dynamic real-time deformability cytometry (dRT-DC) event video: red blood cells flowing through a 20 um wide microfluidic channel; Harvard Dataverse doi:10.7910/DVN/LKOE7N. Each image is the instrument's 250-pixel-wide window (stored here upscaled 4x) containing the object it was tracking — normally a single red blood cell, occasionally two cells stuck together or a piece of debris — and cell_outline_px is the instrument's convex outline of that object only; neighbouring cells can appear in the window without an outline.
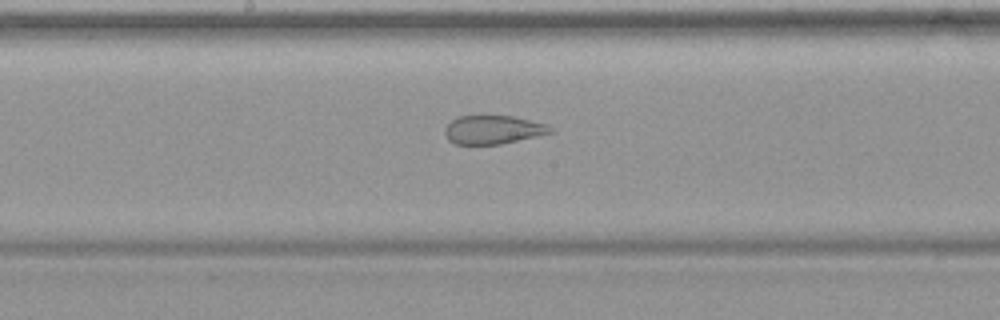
{"species": "common noctule bat (a hibernating species)", "species_latin": "Nyctalus noctula", "temperature_condition": "warm", "stored_images_in_passage": 50, "segment_of_instrument_passage": [2, 2], "camera_frame_rate_fps": 3000, "um_per_image_px": 0.085, "animal": {"sex": "female", "body_mass_g": 19.9}, "frame": {"image": 1, "passage_image": 26, "time_ms": 8.333, "image_size_px": [1000, 320], "cell_outline_px": [[556, 132], [500, 144], [456, 144], [448, 140], [444, 132], [444, 128], [452, 120], [460, 116], [512, 116], [548, 124]], "centroid_in_image_um": [41.94, 11.03], "position_along_channel_um": 206.3, "area_um2": 17.57}}
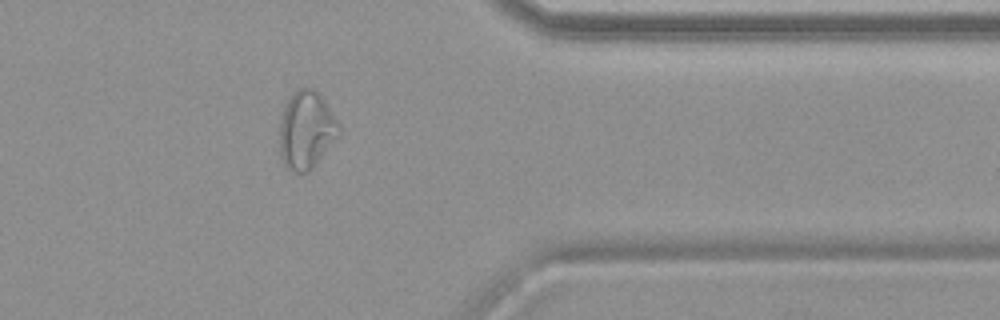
{"frame": {"image": 2, "passage_image": 40, "time_ms": 13.0, "image_size_px": [1000, 320], "cell_outline_px": [[340, 132], [312, 168], [304, 172], [288, 172], [280, 156], [280, 120], [284, 108], [288, 100], [300, 88], [312, 88], [324, 100], [336, 120]], "centroid_in_image_um": [25.99, 11.09], "position_along_channel_um": 385.4, "area_um2": 26.13}}
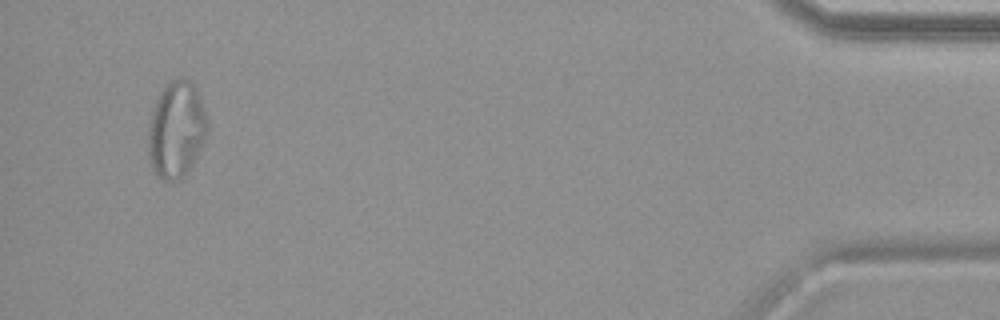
{"frame": {"image": 3, "passage_image": 47, "time_ms": 15.333, "image_size_px": [1000, 320], "cell_outline_px": [[208, 132], [192, 164], [180, 180], [164, 180], [152, 168], [148, 160], [148, 124], [152, 108], [160, 92], [172, 80], [180, 76], [188, 80], [196, 88], [208, 120]], "centroid_in_image_um": [14.97, 11.0], "position_along_channel_um": 420.2, "area_um2": 33.18}}